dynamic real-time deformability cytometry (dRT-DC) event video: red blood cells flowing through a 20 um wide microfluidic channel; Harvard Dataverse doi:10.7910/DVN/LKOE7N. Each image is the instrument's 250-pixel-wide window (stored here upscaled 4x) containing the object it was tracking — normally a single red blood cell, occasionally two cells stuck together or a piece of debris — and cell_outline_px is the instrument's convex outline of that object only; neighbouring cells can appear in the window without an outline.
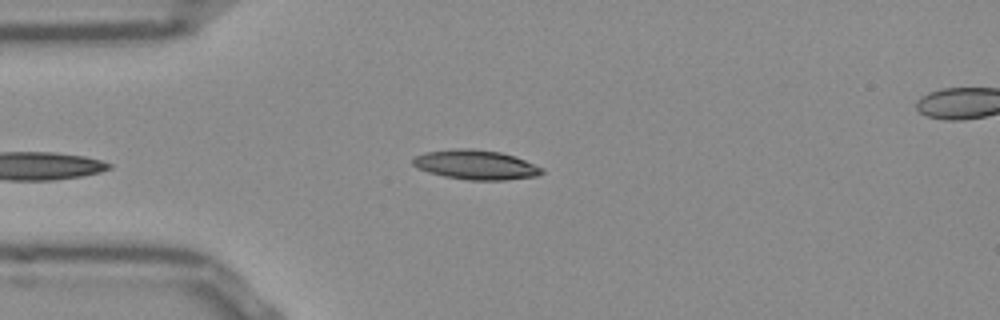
{"species": "Egyptian fruit bat (a non-hibernating species)", "species_latin": "Rousettus aegyptiacus", "temperature_condition": "room temperature", "stored_images_in_passage": 34, "camera_frame_rate_fps": 3000, "um_per_image_px": 0.085, "frame": {"image": 1, "passage_image": 1, "time_ms": 0.0, "image_size_px": [1000, 320], "cell_outline_px": [[544, 172], [536, 176], [504, 180], [468, 180], [444, 176], [428, 172], [416, 168], [412, 164], [412, 160], [416, 156], [424, 152], [460, 148], [472, 148], [500, 152], [524, 160], [544, 168]], "centroid_in_image_um": [40.42, 14.01], "position_along_channel_um": 44.6, "area_um2": 22.14}}
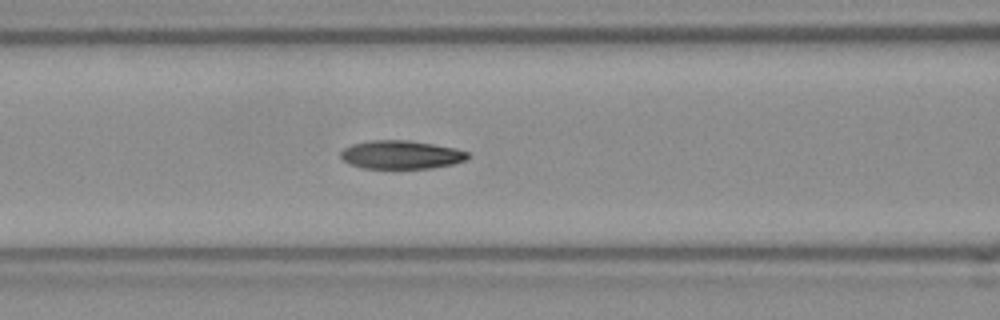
{"frame": {"image": 2, "passage_image": 9, "time_ms": 2.667, "image_size_px": [1000, 320], "cell_outline_px": [[472, 156], [464, 160], [452, 164], [432, 168], [364, 168], [348, 164], [340, 156], [340, 152], [344, 148], [352, 144], [372, 140], [408, 140], [456, 148], [468, 152]], "centroid_in_image_um": [34.09, 13.15], "position_along_channel_um": 132.5, "area_um2": 21.04}}
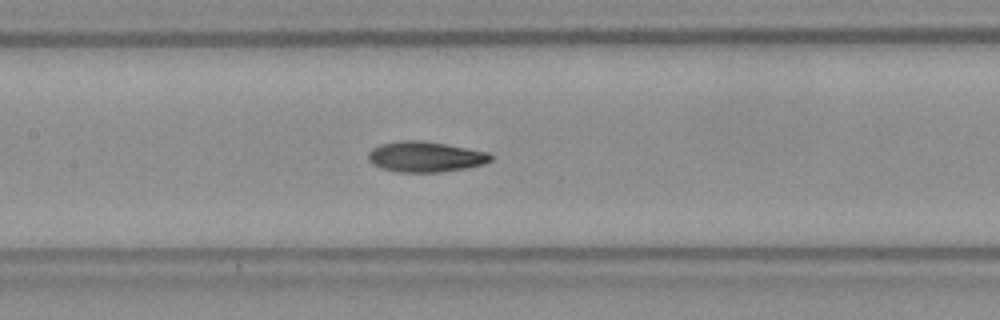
{"frame": {"image": 3, "passage_image": 12, "time_ms": 3.667, "image_size_px": [1000, 320], "cell_outline_px": [[492, 160], [484, 164], [468, 168], [440, 172], [396, 172], [380, 168], [372, 164], [368, 160], [368, 152], [372, 148], [380, 144], [400, 140], [420, 140], [444, 144], [488, 152], [492, 156]], "centroid_in_image_um": [36.12, 13.33], "position_along_channel_um": 171.3, "area_um2": 21.91}, "authors_computed_cell_mechanics": {"area_um2": 21.4727, "velocity_mm_per_s": 3.8569, "shape_relaxation_time_tau1_ms": 8.3654, "shape_relaxation_time_tau2_ms": 2.9594, "deformation_change_tau1": 0.2152, "deformation_change_tau2": 0.0932}}